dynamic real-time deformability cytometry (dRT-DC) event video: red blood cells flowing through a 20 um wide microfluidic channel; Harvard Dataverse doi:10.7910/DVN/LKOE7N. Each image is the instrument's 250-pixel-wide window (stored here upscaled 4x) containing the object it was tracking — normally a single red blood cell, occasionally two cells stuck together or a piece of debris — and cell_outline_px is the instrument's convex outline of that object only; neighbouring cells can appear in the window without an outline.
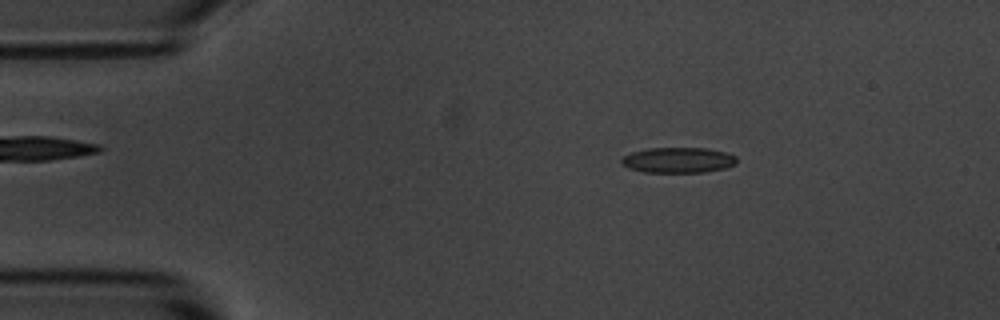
{"species": "common noctule bat (a hibernating species)", "species_latin": "Nyctalus noctula", "temperature_condition": "room temperature", "stored_images_in_passage": 48, "camera_frame_rate_fps": 3000, "um_per_image_px": 0.085, "animal": {"sex": "male", "body_mass_g": 20.1, "forearm_length_mm": 53.5}, "frame": {"image": 1, "passage_image": 3, "time_ms": 0.667, "image_size_px": [1000, 320], "cell_outline_px": [[736, 164], [724, 168], [704, 172], [644, 172], [628, 168], [620, 160], [624, 156], [632, 152], [648, 148], [708, 148], [724, 152], [736, 156]], "centroid_in_image_um": [57.65, 13.6], "position_along_channel_um": 27.4, "area_um2": 16.99}}
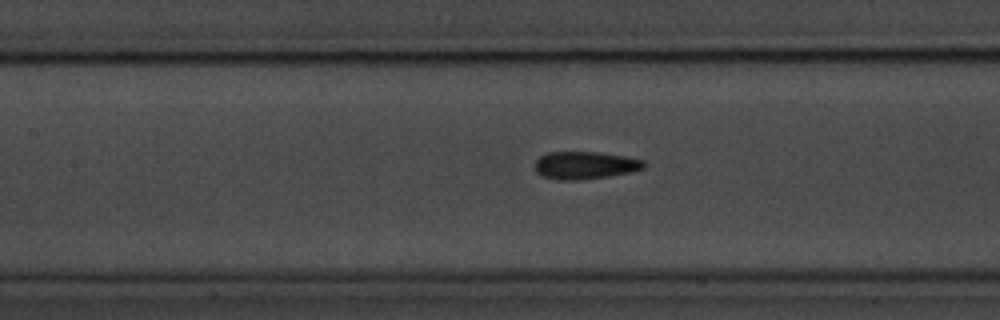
{"frame": {"image": 2, "passage_image": 18, "time_ms": 5.667, "image_size_px": [1000, 320], "cell_outline_px": [[644, 168], [632, 172], [608, 176], [580, 180], [560, 180], [544, 176], [536, 172], [536, 160], [540, 156], [548, 152], [600, 152], [624, 156], [644, 160]], "centroid_in_image_um": [49.74, 14.04], "position_along_channel_um": 157.7, "area_um2": 17.46}}
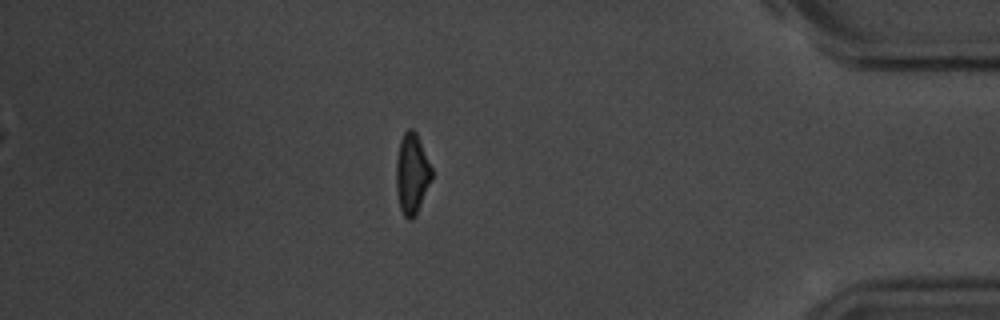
{"frame": {"image": 3, "passage_image": 41, "time_ms": 13.333, "image_size_px": [1000, 320], "cell_outline_px": [[432, 180], [416, 216], [412, 220], [408, 220], [404, 216], [400, 208], [396, 188], [396, 160], [400, 140], [404, 132], [408, 128], [412, 128], [416, 132], [432, 168]], "centroid_in_image_um": [35.02, 14.79], "position_along_channel_um": 400.2, "area_um2": 16.88}, "authors_computed_cell_mechanics": {"area_um2": 16.9932, "velocity_mm_per_s": 3.68, "shape_relaxation_time_tau1_ms": 3.5221, "shape_relaxation_time_tau2_ms": 2.8644, "deformation_change_tau1": 0.124, "deformation_change_tau2": 0.1066}}